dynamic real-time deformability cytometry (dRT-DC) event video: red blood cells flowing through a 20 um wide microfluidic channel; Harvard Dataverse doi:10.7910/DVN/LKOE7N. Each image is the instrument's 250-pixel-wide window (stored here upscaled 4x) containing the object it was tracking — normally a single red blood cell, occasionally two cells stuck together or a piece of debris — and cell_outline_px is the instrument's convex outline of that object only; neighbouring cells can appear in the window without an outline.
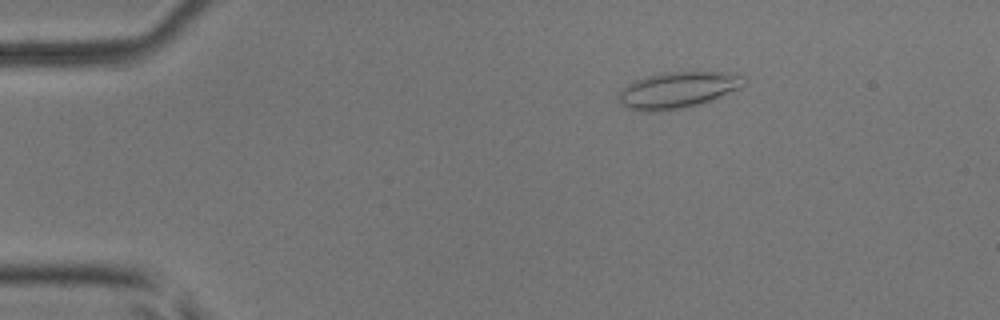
{"species": "common noctule bat (a hibernating species)", "species_latin": "Nyctalus noctula", "temperature_condition": "room temperature", "stored_images_in_passage": 51, "camera_frame_rate_fps": 3000, "um_per_image_px": 0.085, "animal": {"sex": "male", "body_mass_g": 17.9, "forearm_length_mm": 54.2}, "frame": {"image": 1, "passage_image": 9, "time_ms": 2.667, "image_size_px": [1000, 320], "cell_outline_px": [[744, 84], [740, 88], [704, 104], [688, 108], [652, 112], [644, 112], [628, 108], [620, 104], [620, 92], [628, 84], [644, 76], [664, 72], [724, 72], [744, 76]], "centroid_in_image_um": [57.62, 7.67], "position_along_channel_um": 27.4, "area_um2": 26.7}}
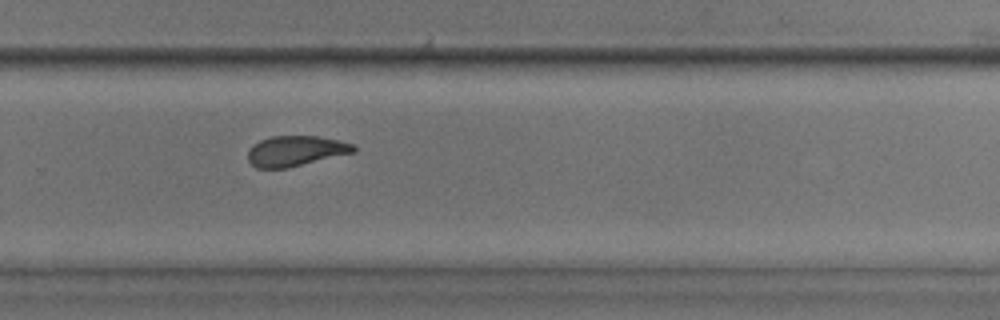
{"frame": {"image": 2, "passage_image": 35, "time_ms": 11.333, "image_size_px": [1000, 320], "cell_outline_px": [[356, 152], [288, 168], [256, 168], [248, 160], [248, 152], [260, 140], [272, 136], [316, 136], [356, 144]], "centroid_in_image_um": [25.17, 12.84], "position_along_channel_um": 304.6, "area_um2": 18.61}}
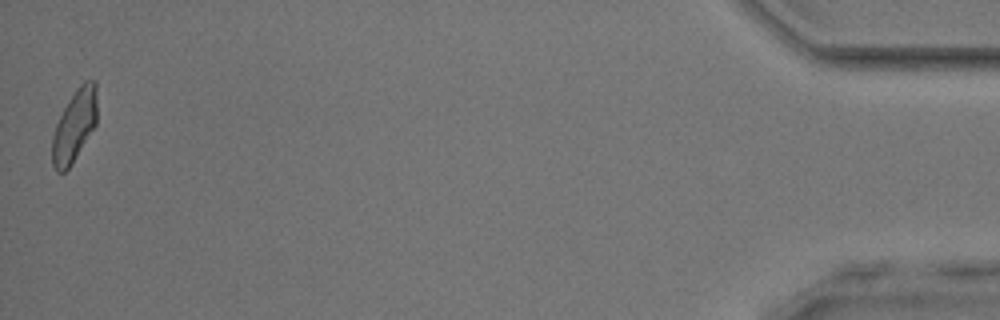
{"frame": {"image": 3, "passage_image": 51, "time_ms": 16.667, "image_size_px": [1000, 320], "cell_outline_px": [[96, 124], [72, 164], [64, 172], [56, 172], [52, 164], [52, 136], [56, 124], [68, 100], [76, 88], [84, 80], [96, 80]], "centroid_in_image_um": [6.32, 10.68], "position_along_channel_um": 428.9, "area_um2": 18.79}, "authors_computed_cell_mechanics": {"area_um2": 19.7098, "velocity_mm_per_s": 4.0406, "shape_relaxation_time_tau1_ms": 5.3283, "shape_relaxation_time_tau2_ms": 1.9603, "deformation_change_tau1": 0.1702, "deformation_change_tau2": 0.1003}}